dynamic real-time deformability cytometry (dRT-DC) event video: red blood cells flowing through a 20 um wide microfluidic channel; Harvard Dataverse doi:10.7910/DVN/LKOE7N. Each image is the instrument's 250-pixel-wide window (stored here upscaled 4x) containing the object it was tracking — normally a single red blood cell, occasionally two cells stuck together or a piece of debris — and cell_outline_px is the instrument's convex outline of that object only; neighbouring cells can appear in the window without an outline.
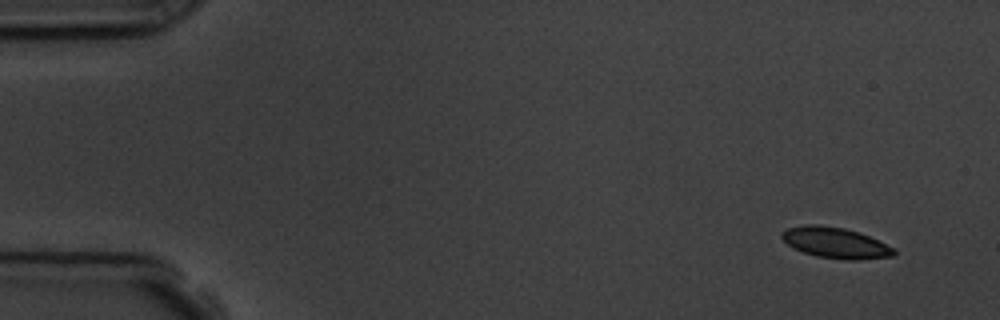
{"species": "common noctule bat (a hibernating species)", "species_latin": "Nyctalus noctula", "temperature_condition": "room temperature", "stored_images_in_passage": 11, "camera_frame_rate_fps": 3000, "um_per_image_px": 0.085, "animal": {"sex": "male", "body_mass_g": 19.5, "forearm_length_mm": 54.6}, "frame": {"image": 1, "passage_image": 1, "time_ms": 0.0, "image_size_px": [1000, 320], "cell_outline_px": [[896, 252], [892, 256], [860, 260], [848, 260], [816, 256], [792, 248], [780, 236], [780, 232], [788, 228], [804, 224], [820, 224], [844, 228], [860, 232], [896, 248]], "centroid_in_image_um": [71.01, 20.63], "position_along_channel_um": 14.0, "area_um2": 20.35}}
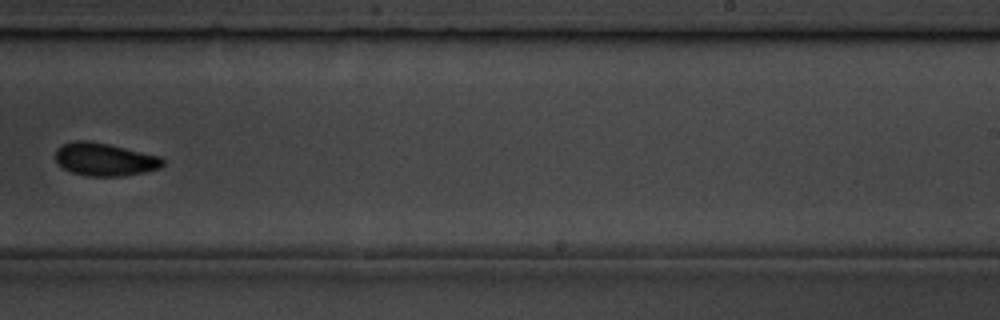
{"frame": {"image": 2, "passage_image": 10, "time_ms": 10.333, "image_size_px": [1000, 320], "cell_outline_px": [[164, 164], [160, 168], [144, 172], [124, 176], [84, 176], [72, 172], [64, 168], [56, 160], [56, 148], [72, 140], [88, 140], [108, 144], [160, 156], [164, 160]], "centroid_in_image_um": [8.9, 13.55], "position_along_channel_um": 280.1, "area_um2": 20.58}}